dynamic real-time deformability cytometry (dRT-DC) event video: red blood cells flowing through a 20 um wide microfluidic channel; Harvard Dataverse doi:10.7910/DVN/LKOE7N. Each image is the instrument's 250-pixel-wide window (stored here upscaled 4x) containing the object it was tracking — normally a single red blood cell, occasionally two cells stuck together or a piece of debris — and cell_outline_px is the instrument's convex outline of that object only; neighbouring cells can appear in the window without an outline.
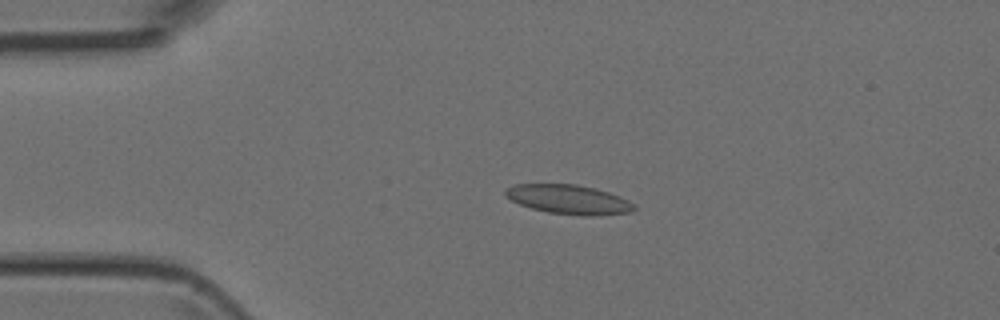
{"species": "Egyptian fruit bat (a non-hibernating species)", "species_latin": "Rousettus aegyptiacus", "temperature_condition": "room temperature", "stored_images_in_passage": 48, "camera_frame_rate_fps": 3000, "um_per_image_px": 0.085, "animal": {"sex": "female"}, "frame": {"image": 1, "passage_image": 10, "time_ms": 3.0, "image_size_px": [1000, 320], "cell_outline_px": [[636, 208], [632, 212], [592, 216], [580, 216], [548, 212], [532, 208], [520, 204], [512, 200], [504, 192], [504, 188], [516, 184], [576, 184], [608, 192], [620, 196], [636, 204]], "centroid_in_image_um": [48.37, 16.96], "position_along_channel_um": 36.6, "area_um2": 21.96}}
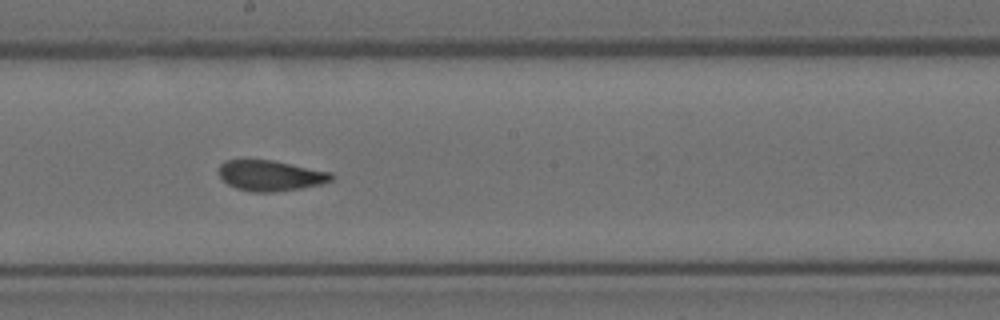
{"frame": {"image": 2, "passage_image": 26, "time_ms": 8.333, "image_size_px": [1000, 320], "cell_outline_px": [[336, 176], [332, 180], [320, 184], [300, 188], [272, 192], [252, 192], [236, 188], [228, 184], [220, 176], [220, 164], [224, 160], [272, 160], [332, 172]], "centroid_in_image_um": [23.02, 14.92], "position_along_channel_um": 225.2, "area_um2": 19.94}}
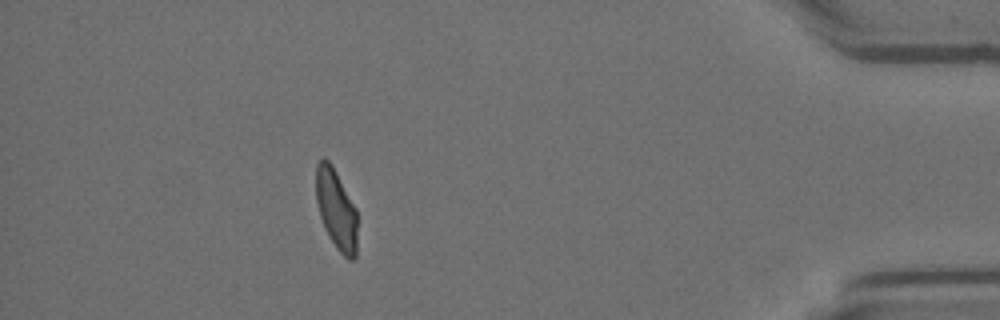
{"frame": {"image": 3, "passage_image": 43, "time_ms": 14.0, "image_size_px": [1000, 320], "cell_outline_px": [[356, 256], [352, 260], [348, 260], [336, 248], [328, 236], [324, 228], [320, 216], [316, 200], [316, 164], [324, 156], [332, 164], [356, 208]], "centroid_in_image_um": [28.56, 17.78], "position_along_channel_um": 406.6, "area_um2": 19.36}}